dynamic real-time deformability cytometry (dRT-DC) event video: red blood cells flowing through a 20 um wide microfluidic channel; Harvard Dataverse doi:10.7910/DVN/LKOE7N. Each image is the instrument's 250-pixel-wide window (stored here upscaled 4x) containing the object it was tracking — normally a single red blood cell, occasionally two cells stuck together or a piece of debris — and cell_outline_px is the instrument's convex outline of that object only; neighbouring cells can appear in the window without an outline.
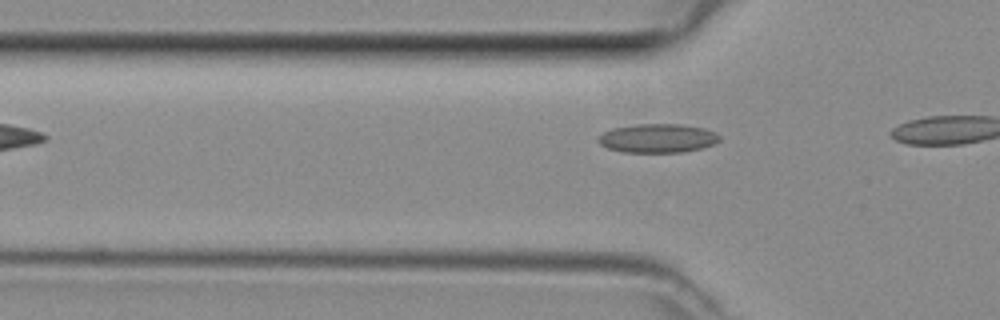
{"species": "common noctule bat (a hibernating species)", "species_latin": "Nyctalus noctula", "temperature_condition": "room temperature", "stored_images_in_passage": 5, "camera_frame_rate_fps": 3000, "um_per_image_px": 0.085, "animal": {"sex": "female", "body_mass_g": 29.2, "forearm_length_mm": 56.3}, "frame": {"image": 1, "passage_image": 4, "time_ms": 1.0, "image_size_px": [1000, 320], "cell_outline_px": [[720, 140], [712, 144], [700, 148], [684, 152], [624, 152], [608, 148], [600, 144], [596, 140], [604, 132], [612, 128], [636, 124], [684, 124], [704, 128], [716, 132], [720, 136]], "centroid_in_image_um": [55.91, 11.74], "position_along_channel_um": 69.9, "area_um2": 20.4}}